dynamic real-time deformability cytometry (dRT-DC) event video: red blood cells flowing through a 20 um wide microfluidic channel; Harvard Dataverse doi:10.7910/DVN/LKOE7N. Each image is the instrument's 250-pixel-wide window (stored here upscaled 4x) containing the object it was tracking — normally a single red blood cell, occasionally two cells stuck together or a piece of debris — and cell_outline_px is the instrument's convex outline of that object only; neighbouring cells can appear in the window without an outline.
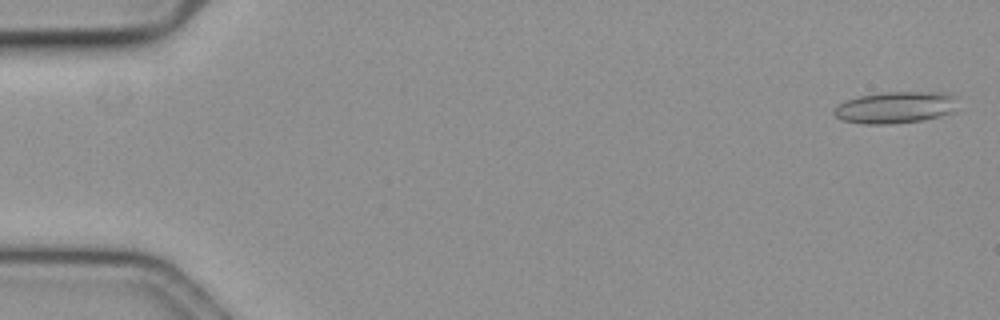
{"species": "common noctule bat (a hibernating species)", "species_latin": "Nyctalus noctula", "temperature_condition": "cold", "stored_images_in_passage": 10, "camera_frame_rate_fps": 3000, "um_per_image_px": 0.085, "animal": {"sex": "female", "body_mass_g": 19.3, "forearm_length_mm": 54.1}, "frame": {"image": 1, "passage_image": 2, "time_ms": 0.333, "image_size_px": [1000, 320], "cell_outline_px": [[956, 112], [924, 120], [892, 124], [864, 124], [844, 120], [836, 116], [832, 112], [840, 104], [848, 100], [860, 96], [888, 92], [944, 92], [952, 96]], "centroid_in_image_um": [76.13, 9.15], "position_along_channel_um": 8.9, "area_um2": 22.54}}